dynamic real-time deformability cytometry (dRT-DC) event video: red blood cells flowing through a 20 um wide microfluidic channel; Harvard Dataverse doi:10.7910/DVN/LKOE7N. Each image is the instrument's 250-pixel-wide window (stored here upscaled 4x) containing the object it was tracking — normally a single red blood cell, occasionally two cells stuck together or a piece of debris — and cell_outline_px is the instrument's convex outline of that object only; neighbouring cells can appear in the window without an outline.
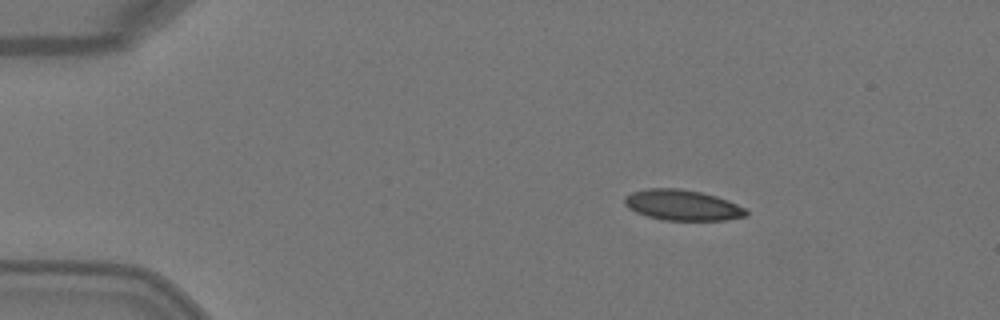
{"species": "Egyptian fruit bat (a non-hibernating species)", "species_latin": "Rousettus aegyptiacus", "temperature_condition": "warm", "stored_images_in_passage": 3, "camera_frame_rate_fps": 3000, "um_per_image_px": 0.085, "animal": {"sex": "female"}, "frame": {"image": 1, "passage_image": 2, "time_ms": 0.333, "image_size_px": [1000, 320], "cell_outline_px": [[748, 216], [724, 220], [664, 220], [648, 216], [636, 212], [628, 208], [624, 204], [624, 196], [632, 192], [648, 188], [680, 188], [700, 192], [716, 196], [728, 200], [744, 208], [748, 212]], "centroid_in_image_um": [57.99, 17.43], "position_along_channel_um": 27.0, "area_um2": 21.68}}
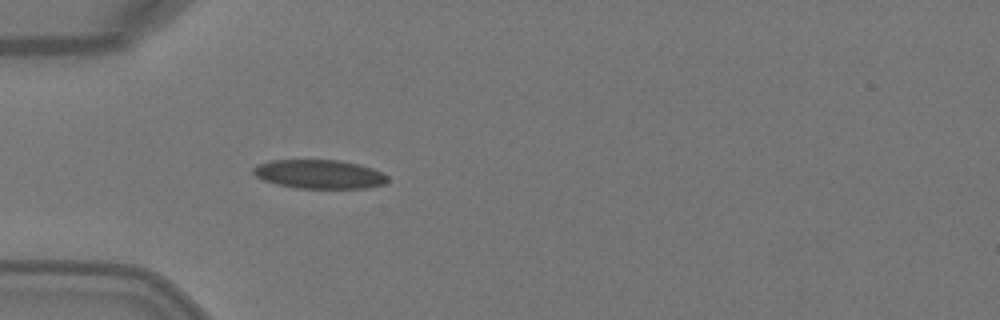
{"frame": {"image": 2, "passage_image": 3, "time_ms": 0.667, "image_size_px": [1000, 320], "cell_outline_px": [[388, 180], [384, 184], [364, 188], [296, 188], [276, 184], [264, 180], [256, 176], [252, 172], [252, 168], [256, 164], [268, 160], [340, 160], [360, 164], [372, 168], [388, 176]], "centroid_in_image_um": [27.1, 14.8], "position_along_channel_um": 57.9, "area_um2": 22.72}}